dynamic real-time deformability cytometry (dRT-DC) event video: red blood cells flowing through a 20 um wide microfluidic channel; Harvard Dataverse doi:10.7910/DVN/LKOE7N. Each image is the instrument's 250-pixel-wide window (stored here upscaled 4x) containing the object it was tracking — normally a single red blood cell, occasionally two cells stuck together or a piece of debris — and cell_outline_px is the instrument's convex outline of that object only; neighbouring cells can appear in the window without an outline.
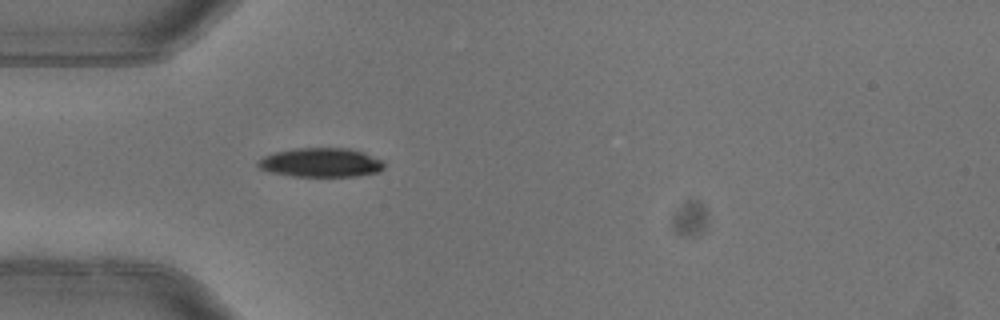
{"species": "common noctule bat (a hibernating species)", "species_latin": "Nyctalus noctula", "temperature_condition": "warm", "stored_images_in_passage": 1, "camera_frame_rate_fps": 3000, "um_per_image_px": 0.085, "animal": {"sex": "female"}, "frame": {"image": 1, "passage_image": 1, "time_ms": 0.0, "image_size_px": [1000, 320], "cell_outline_px": [[384, 168], [380, 172], [356, 176], [292, 176], [272, 172], [260, 168], [256, 164], [264, 156], [276, 152], [296, 148], [348, 148], [364, 152], [380, 160], [384, 164]], "centroid_in_image_um": [27.3, 13.81], "position_along_channel_um": 57.7, "area_um2": 21.21}}